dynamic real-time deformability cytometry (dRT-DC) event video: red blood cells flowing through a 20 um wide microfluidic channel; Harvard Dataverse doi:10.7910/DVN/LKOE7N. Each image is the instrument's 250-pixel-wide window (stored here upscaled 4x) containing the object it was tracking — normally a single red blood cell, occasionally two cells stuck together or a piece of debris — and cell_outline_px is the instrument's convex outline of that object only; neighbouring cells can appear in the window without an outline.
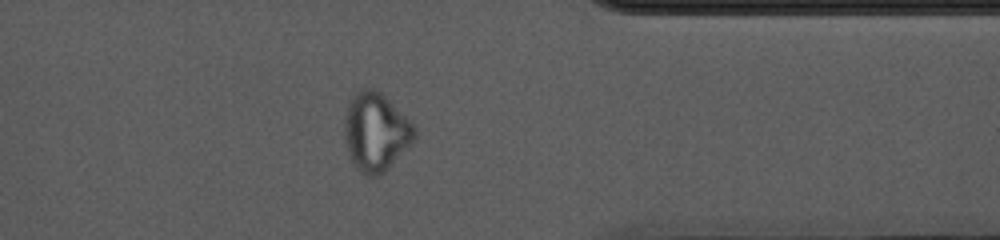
{"species": "common noctule bat (a hibernating species)", "species_latin": "Nyctalus noctula", "temperature_condition": "cold", "stored_images_in_passage": 44, "camera_frame_rate_fps": 3000, "um_per_image_px": 0.085, "animal": {"sex": "female", "body_mass_g": 10.0, "forearm_length_mm": 53.1}, "frame": {"image": 1, "passage_image": 32, "time_ms": 10.333, "image_size_px": [1000, 240], "cell_outline_px": [[416, 140], [384, 172], [376, 176], [368, 176], [360, 172], [356, 168], [352, 160], [344, 136], [344, 116], [348, 100], [360, 88], [376, 88], [416, 124]], "centroid_in_image_um": [31.96, 11.17], "position_along_channel_um": 379.4, "area_um2": 32.48}}